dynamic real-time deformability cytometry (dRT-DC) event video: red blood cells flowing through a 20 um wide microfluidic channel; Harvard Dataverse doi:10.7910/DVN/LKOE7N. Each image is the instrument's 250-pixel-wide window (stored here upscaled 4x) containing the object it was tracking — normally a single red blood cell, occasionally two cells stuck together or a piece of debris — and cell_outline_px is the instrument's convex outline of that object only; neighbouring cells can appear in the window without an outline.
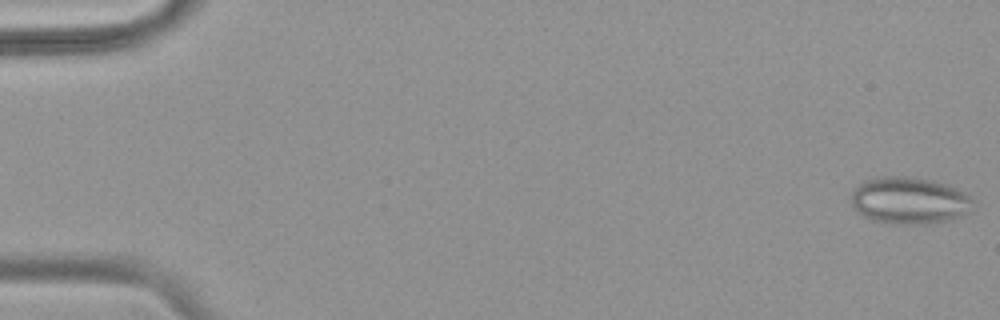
{"species": "common noctule bat (a hibernating species)", "species_latin": "Nyctalus noctula", "temperature_condition": "warm", "stored_images_in_passage": 54, "camera_frame_rate_fps": 3000, "um_per_image_px": 0.085, "animal": {"sex": "female", "body_mass_g": 18.4}, "frame": {"image": 1, "passage_image": 1, "time_ms": 0.0, "image_size_px": [1000, 320], "cell_outline_px": [[976, 200], [972, 212], [948, 220], [916, 224], [892, 224], [872, 220], [864, 216], [852, 204], [852, 188], [864, 180], [884, 176], [908, 176], [948, 184], [964, 192]], "centroid_in_image_um": [77.33, 17.04], "position_along_channel_um": 7.7, "area_um2": 33.52}}
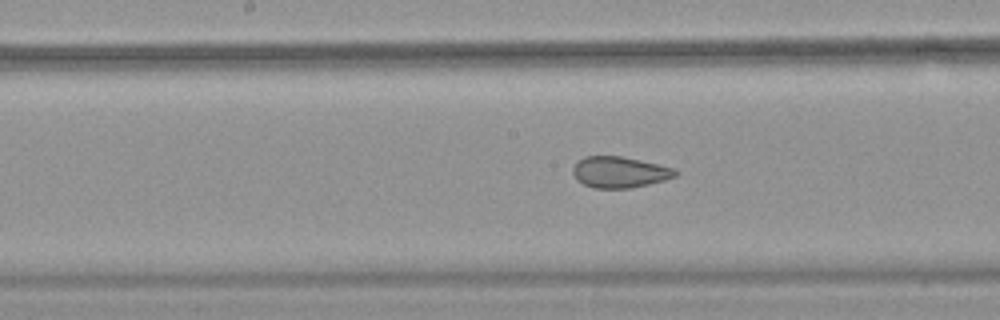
{"frame": {"image": 2, "passage_image": 28, "time_ms": 9.0, "image_size_px": [1000, 320], "cell_outline_px": [[680, 172], [676, 176], [664, 180], [632, 188], [592, 188], [576, 180], [572, 172], [572, 168], [584, 156], [620, 156], [656, 164], [672, 168]], "centroid_in_image_um": [52.64, 14.64], "position_along_channel_um": 195.6, "area_um2": 18.44}}
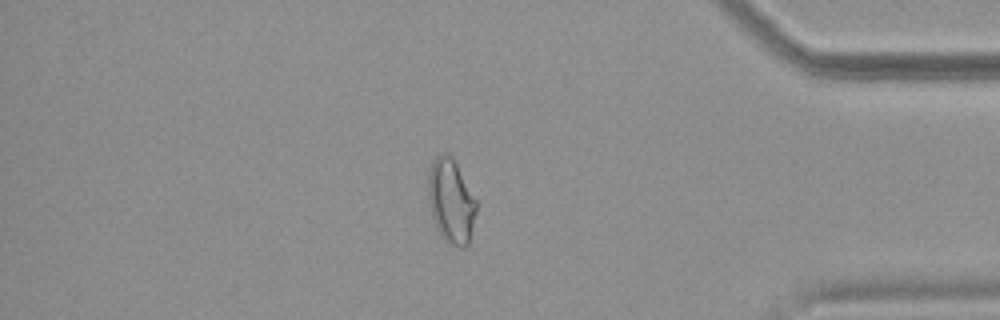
{"frame": {"image": 3, "passage_image": 46, "time_ms": 15.0, "image_size_px": [1000, 320], "cell_outline_px": [[476, 212], [468, 244], [464, 248], [460, 248], [448, 244], [440, 236], [436, 228], [432, 216], [428, 196], [428, 172], [432, 160], [436, 156], [444, 152], [452, 156], [476, 200]], "centroid_in_image_um": [38.31, 17.11], "position_along_channel_um": 396.9, "area_um2": 23.7}, "authors_computed_cell_mechanics": {"area_um2": 23.0911, "velocity_mm_per_s": 3.8164, "shape_relaxation_time_tau1_ms": null, "shape_relaxation_time_tau2_ms": 1.4927, "deformation_change_tau1": null, "deformation_change_tau2": 0.0716}}